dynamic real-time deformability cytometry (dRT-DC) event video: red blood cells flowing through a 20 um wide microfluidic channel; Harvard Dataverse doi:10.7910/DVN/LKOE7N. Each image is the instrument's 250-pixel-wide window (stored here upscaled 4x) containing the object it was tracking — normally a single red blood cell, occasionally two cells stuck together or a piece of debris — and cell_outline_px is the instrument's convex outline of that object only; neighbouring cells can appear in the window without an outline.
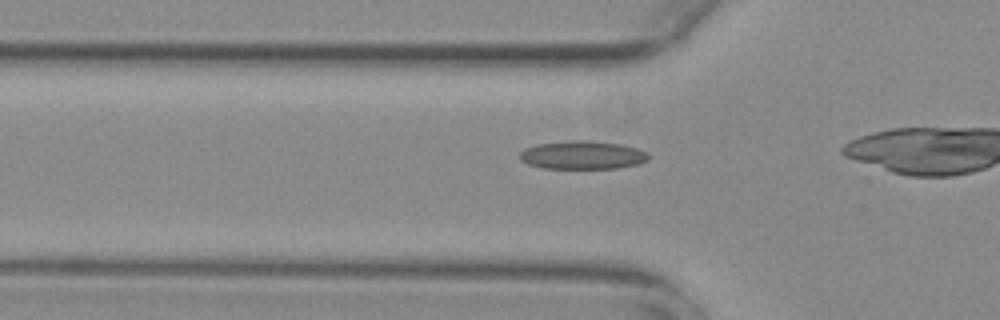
{"species": "common noctule bat (a hibernating species)", "species_latin": "Nyctalus noctula", "temperature_condition": "warm", "stored_images_in_passage": 10, "camera_frame_rate_fps": 3000, "um_per_image_px": 0.085, "animal": {"sex": "female", "body_mass_g": 29.2, "forearm_length_mm": 56.3}, "frame": {"image": 1, "passage_image": 4, "time_ms": 1.0, "image_size_px": [1000, 320], "cell_outline_px": [[648, 160], [640, 164], [616, 168], [544, 168], [528, 164], [520, 160], [520, 152], [524, 148], [536, 144], [572, 140], [588, 140], [620, 144], [636, 148], [648, 152]], "centroid_in_image_um": [49.51, 13.17], "position_along_channel_um": 76.3, "area_um2": 21.27}}
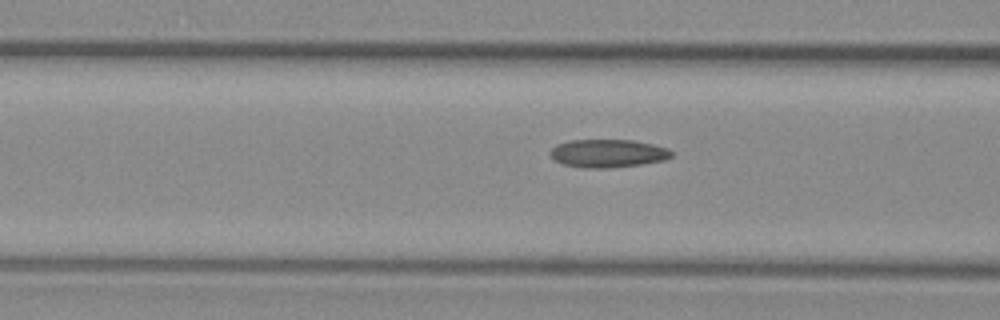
{"frame": {"image": 2, "passage_image": 7, "time_ms": 2.0, "image_size_px": [1000, 320], "cell_outline_px": [[672, 156], [664, 160], [640, 164], [608, 168], [584, 168], [564, 164], [556, 160], [548, 152], [556, 144], [568, 140], [636, 140], [668, 148], [672, 152]], "centroid_in_image_um": [51.66, 13.02], "position_along_channel_um": 114.9, "area_um2": 19.83}}